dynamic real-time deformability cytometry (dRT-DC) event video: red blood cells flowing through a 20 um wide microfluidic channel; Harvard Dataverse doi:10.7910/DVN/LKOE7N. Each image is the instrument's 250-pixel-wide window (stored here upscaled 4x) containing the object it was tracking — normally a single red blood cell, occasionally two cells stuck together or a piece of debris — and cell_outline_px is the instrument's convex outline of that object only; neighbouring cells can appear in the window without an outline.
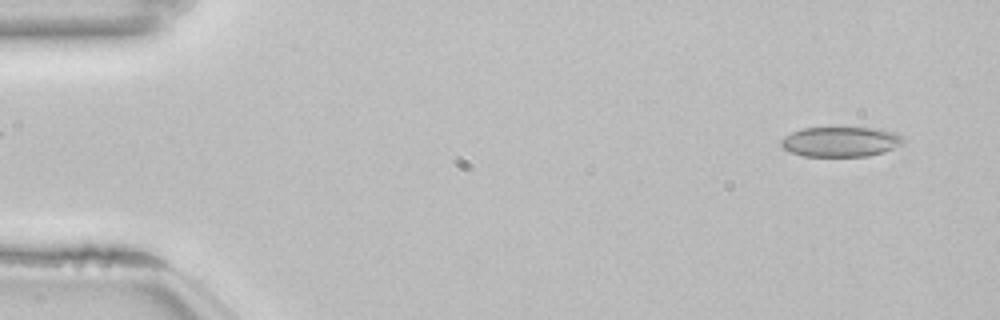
{"species": "common noctule bat (a hibernating species)", "species_latin": "Nyctalus noctula", "temperature_condition": "room temperature", "stored_images_in_passage": 53, "camera_frame_rate_fps": 3000, "um_per_image_px": 0.085, "animal": {"sex": "female", "body_mass_g": 22.7, "forearm_length_mm": 54.2}, "frame": {"image": 1, "passage_image": 3, "time_ms": 0.667, "image_size_px": [1000, 320], "cell_outline_px": [[904, 144], [884, 152], [868, 156], [804, 156], [792, 152], [784, 148], [780, 144], [780, 140], [784, 136], [800, 128], [876, 128], [892, 132], [904, 136]], "centroid_in_image_um": [71.47, 12.05], "position_along_channel_um": 13.5, "area_um2": 21.39}}
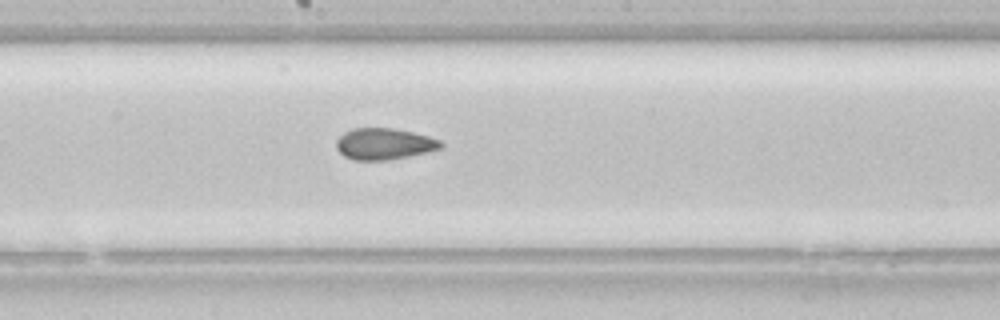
{"frame": {"image": 2, "passage_image": 28, "time_ms": 9.0, "image_size_px": [1000, 320], "cell_outline_px": [[444, 148], [428, 152], [388, 160], [352, 160], [344, 156], [336, 148], [336, 140], [344, 132], [352, 128], [392, 128], [412, 132], [428, 136], [440, 140], [444, 144]], "centroid_in_image_um": [32.66, 12.23], "position_along_channel_um": 215.5, "area_um2": 19.25}}
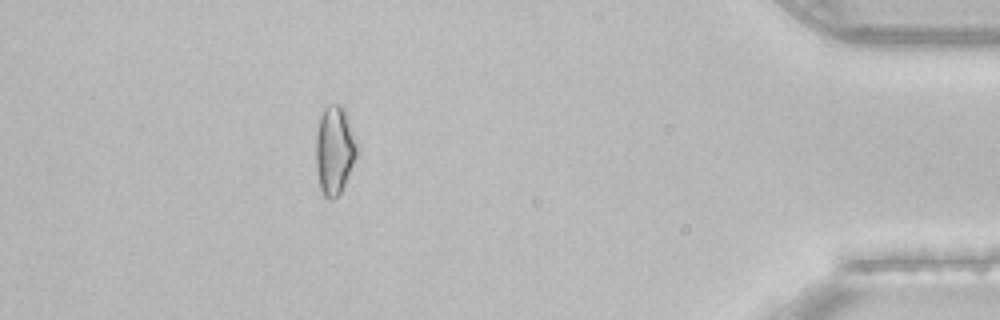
{"frame": {"image": 3, "passage_image": 47, "time_ms": 15.333, "image_size_px": [1000, 320], "cell_outline_px": [[360, 148], [344, 184], [340, 192], [332, 200], [328, 200], [324, 196], [320, 188], [316, 172], [316, 132], [320, 116], [324, 108], [328, 104], [340, 104], [344, 108], [348, 116]], "centroid_in_image_um": [28.44, 12.73], "position_along_channel_um": 406.8, "area_um2": 21.56}, "authors_computed_cell_mechanics": {"area_um2": 20.1144, "velocity_mm_per_s": 3.8596, "shape_relaxation_time_tau1_ms": 7.7378, "shape_relaxation_time_tau2_ms": 3.0207, "deformation_change_tau1": 0.143, "deformation_change_tau2": 0.0781}}